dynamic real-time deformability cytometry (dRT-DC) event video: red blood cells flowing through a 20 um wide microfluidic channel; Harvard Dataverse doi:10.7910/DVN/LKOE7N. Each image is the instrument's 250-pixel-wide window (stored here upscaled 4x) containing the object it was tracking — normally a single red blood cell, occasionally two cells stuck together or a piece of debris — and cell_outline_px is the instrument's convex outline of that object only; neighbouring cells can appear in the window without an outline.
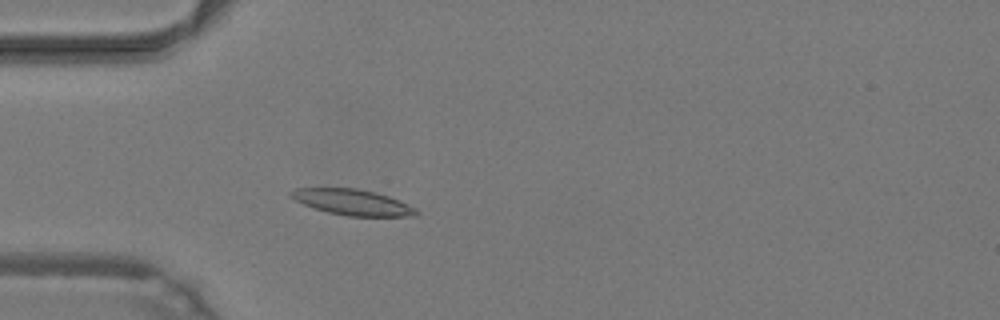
{"species": "common noctule bat (a hibernating species)", "species_latin": "Nyctalus noctula", "temperature_condition": "warm", "stored_images_in_passage": 44, "camera_frame_rate_fps": 3000, "um_per_image_px": 0.085, "animal": {"sex": "male", "body_mass_g": 19.2, "forearm_length_mm": 51.8}, "frame": {"image": 1, "passage_image": 10, "time_ms": 3.0, "image_size_px": [1000, 320], "cell_outline_px": [[420, 212], [416, 216], [348, 216], [328, 212], [312, 208], [288, 196], [288, 192], [296, 188], [356, 188], [388, 196], [408, 204], [416, 208]], "centroid_in_image_um": [29.94, 17.19], "position_along_channel_um": 55.1, "area_um2": 18.79}}
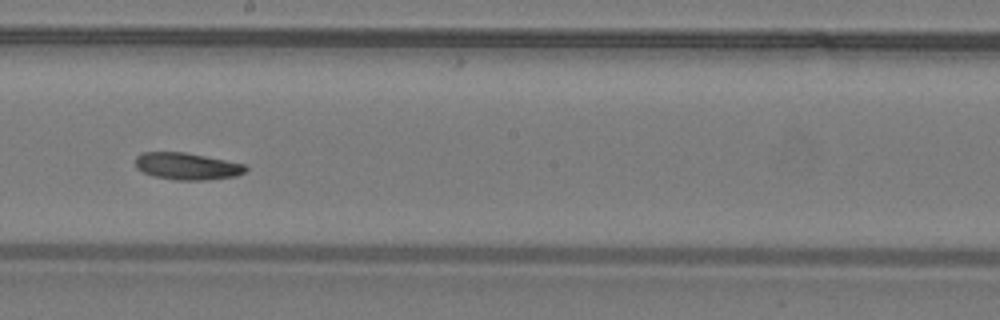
{"frame": {"image": 2, "passage_image": 23, "time_ms": 7.333, "image_size_px": [1000, 320], "cell_outline_px": [[248, 168], [244, 172], [236, 176], [208, 180], [176, 180], [152, 176], [136, 168], [136, 156], [144, 152], [184, 152], [244, 164]], "centroid_in_image_um": [15.88, 14.14], "position_along_channel_um": 232.3, "area_um2": 17.22}}
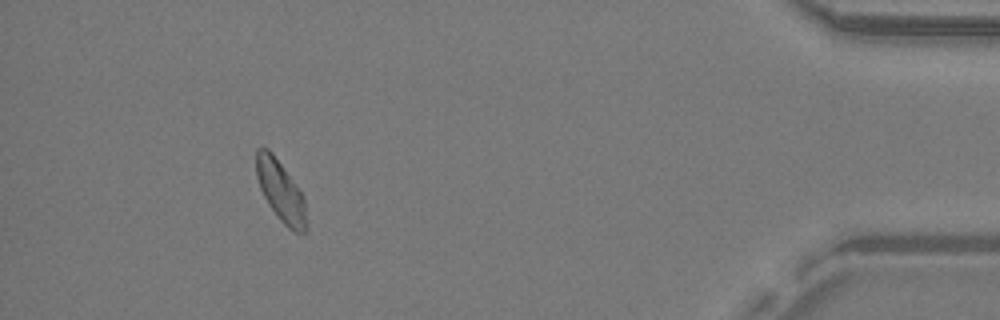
{"frame": {"image": 3, "passage_image": 40, "time_ms": 13.0, "image_size_px": [1000, 320], "cell_outline_px": [[308, 228], [304, 232], [296, 232], [288, 228], [280, 220], [268, 204], [260, 188], [256, 176], [256, 148], [268, 148], [272, 152], [304, 196]], "centroid_in_image_um": [23.86, 16.26], "position_along_channel_um": 411.3, "area_um2": 17.74}, "authors_computed_cell_mechanics": {"area_um2": 17.6868, "velocity_mm_per_s": 4.2486, "shape_relaxation_time_tau1_ms": 9.6151, "shape_relaxation_time_tau2_ms": null, "deformation_change_tau1": 0.1709, "deformation_change_tau2": null}}